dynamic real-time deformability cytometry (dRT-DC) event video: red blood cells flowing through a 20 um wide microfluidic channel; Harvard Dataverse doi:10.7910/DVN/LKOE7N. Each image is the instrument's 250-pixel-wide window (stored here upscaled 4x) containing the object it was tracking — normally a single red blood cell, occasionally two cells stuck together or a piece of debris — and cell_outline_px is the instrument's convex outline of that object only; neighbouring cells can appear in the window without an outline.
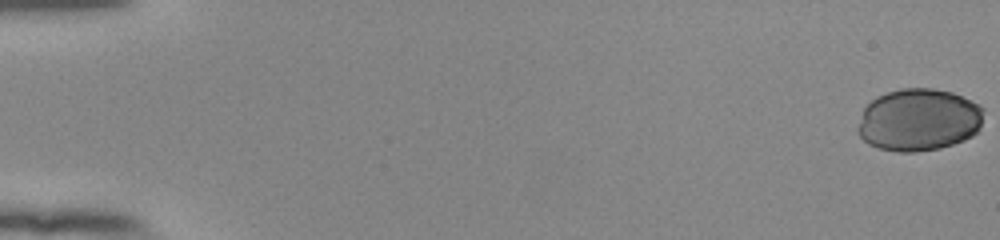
{"species": "human", "species_latin": "Homo sapiens", "temperature_condition": "room temperature", "stored_images_in_passage": 55, "camera_frame_rate_fps": 3000, "um_per_image_px": 0.085, "donor": {"sex": "female"}, "frame": {"image": 1, "passage_image": 1, "time_ms": 0.0, "image_size_px": [1000, 240], "cell_outline_px": [[984, 108], [980, 128], [972, 136], [964, 140], [940, 148], [916, 152], [896, 152], [876, 148], [868, 144], [856, 132], [856, 128], [864, 108], [876, 96], [900, 88], [932, 88], [952, 92], [980, 104]], "centroid_in_image_um": [78.08, 10.19], "position_along_channel_um": 6.9, "area_um2": 46.18}}
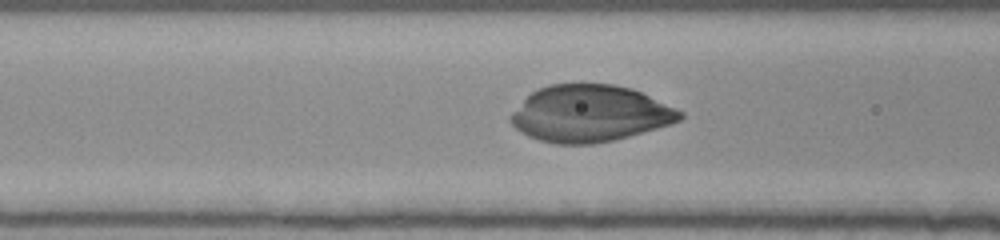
{"frame": {"image": 2, "passage_image": 24, "time_ms": 7.667, "image_size_px": [1000, 240], "cell_outline_px": [[684, 116], [680, 120], [672, 124], [628, 136], [612, 140], [592, 144], [556, 144], [540, 140], [528, 136], [520, 132], [508, 120], [508, 116], [532, 92], [548, 84], [612, 84], [632, 88], [676, 108], [684, 112]], "centroid_in_image_um": [50.14, 9.66], "position_along_channel_um": 116.5, "area_um2": 55.78}}
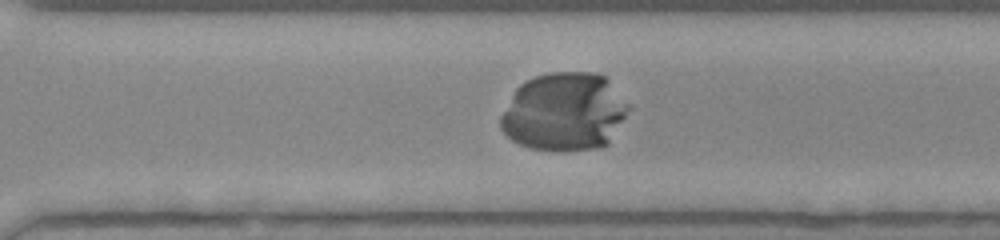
{"frame": {"image": 3, "passage_image": 40, "time_ms": 13.0, "image_size_px": [1000, 240], "cell_outline_px": [[632, 108], [608, 144], [600, 148], [532, 148], [520, 144], [512, 140], [500, 128], [500, 116], [516, 88], [520, 84], [536, 76], [548, 72], [592, 72], [604, 76], [632, 104]], "centroid_in_image_um": [48.01, 9.46], "position_along_channel_um": 322.6, "area_um2": 58.03}}